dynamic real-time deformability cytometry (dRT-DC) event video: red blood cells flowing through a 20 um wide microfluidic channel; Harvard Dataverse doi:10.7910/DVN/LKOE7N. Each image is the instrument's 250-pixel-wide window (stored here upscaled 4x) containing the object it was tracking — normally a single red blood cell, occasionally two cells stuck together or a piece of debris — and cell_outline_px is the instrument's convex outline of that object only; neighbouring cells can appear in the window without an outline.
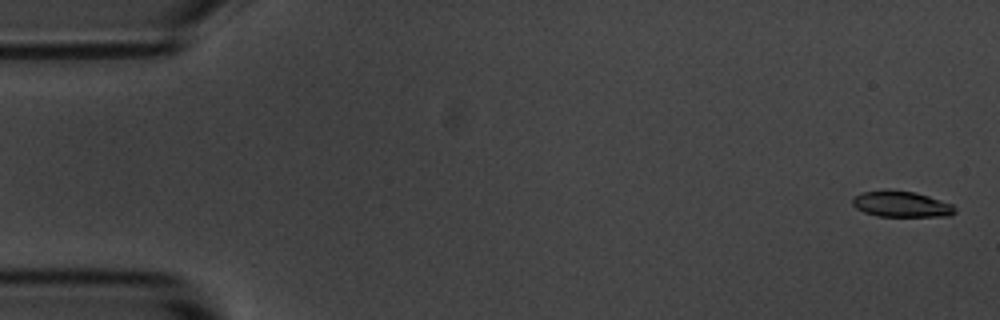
{"species": "common noctule bat (a hibernating species)", "species_latin": "Nyctalus noctula", "temperature_condition": "room temperature", "stored_images_in_passage": 56, "camera_frame_rate_fps": 3000, "um_per_image_px": 0.085, "animal": {"sex": "male", "body_mass_g": 20.1, "forearm_length_mm": 53.5}, "frame": {"image": 1, "passage_image": 2, "time_ms": 0.333, "image_size_px": [1000, 320], "cell_outline_px": [[956, 212], [948, 216], [876, 216], [864, 212], [856, 208], [852, 204], [852, 200], [860, 192], [916, 192], [952, 204], [956, 208]], "centroid_in_image_um": [76.64, 17.39], "position_along_channel_um": 8.4, "area_um2": 14.91}}
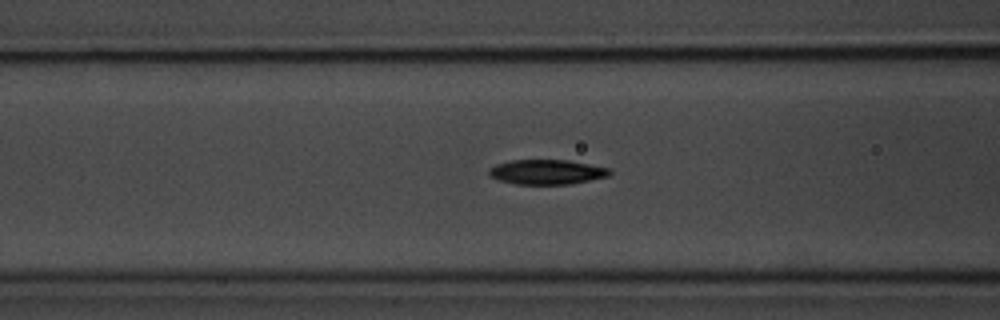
{"frame": {"image": 2, "passage_image": 22, "time_ms": 7.0, "image_size_px": [1000, 320], "cell_outline_px": [[612, 172], [608, 176], [568, 184], [516, 184], [500, 180], [488, 176], [488, 168], [496, 164], [508, 160], [568, 160], [612, 168]], "centroid_in_image_um": [46.46, 14.61], "position_along_channel_um": 120.1, "area_um2": 17.51}}
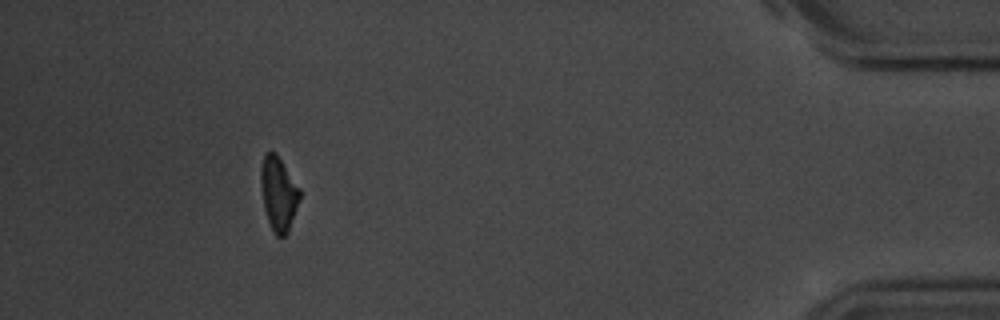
{"frame": {"image": 3, "passage_image": 51, "time_ms": 16.667, "image_size_px": [1000, 320], "cell_outline_px": [[300, 200], [288, 232], [284, 236], [276, 236], [268, 220], [264, 208], [260, 184], [260, 168], [264, 156], [268, 152], [276, 152], [300, 188]], "centroid_in_image_um": [23.68, 16.45], "position_along_channel_um": 411.5, "area_um2": 16.76}, "authors_computed_cell_mechanics": {"area_um2": 17.4267, "velocity_mm_per_s": 3.64, "shape_relaxation_time_tau1_ms": 3.3506, "shape_relaxation_time_tau2_ms": 9.5511, "deformation_change_tau1": 0.1543, "deformation_change_tau2": 0.1661}}